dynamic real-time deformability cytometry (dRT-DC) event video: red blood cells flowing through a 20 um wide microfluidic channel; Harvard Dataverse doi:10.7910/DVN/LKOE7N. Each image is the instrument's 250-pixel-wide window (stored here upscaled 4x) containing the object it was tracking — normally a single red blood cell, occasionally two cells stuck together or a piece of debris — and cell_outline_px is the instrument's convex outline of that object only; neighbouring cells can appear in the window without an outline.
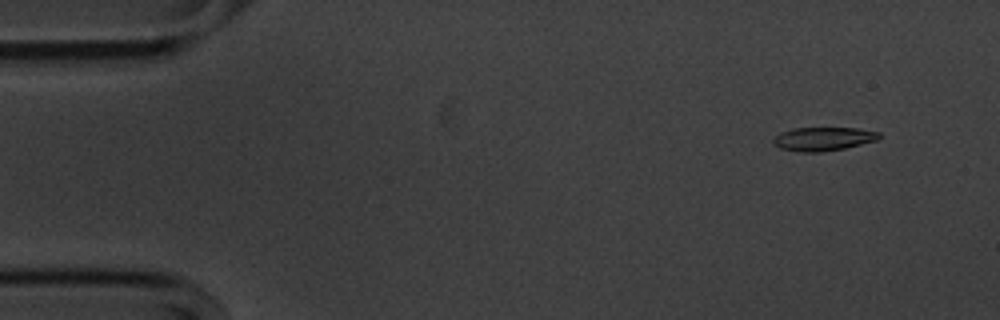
{"species": "common noctule bat (a hibernating species)", "species_latin": "Nyctalus noctula", "temperature_condition": "cold", "stored_images_in_passage": 52, "camera_frame_rate_fps": 3000, "um_per_image_px": 0.085, "animal": {"sex": "male", "body_mass_g": 20.1, "forearm_length_mm": 53.5}, "frame": {"image": 1, "passage_image": 1, "time_ms": 0.0, "image_size_px": [1000, 320], "cell_outline_px": [[880, 136], [876, 140], [844, 148], [820, 152], [804, 152], [780, 148], [772, 144], [772, 140], [780, 132], [792, 128], [856, 128], [880, 132]], "centroid_in_image_um": [69.93, 11.8], "position_along_channel_um": 15.1, "area_um2": 14.45}}
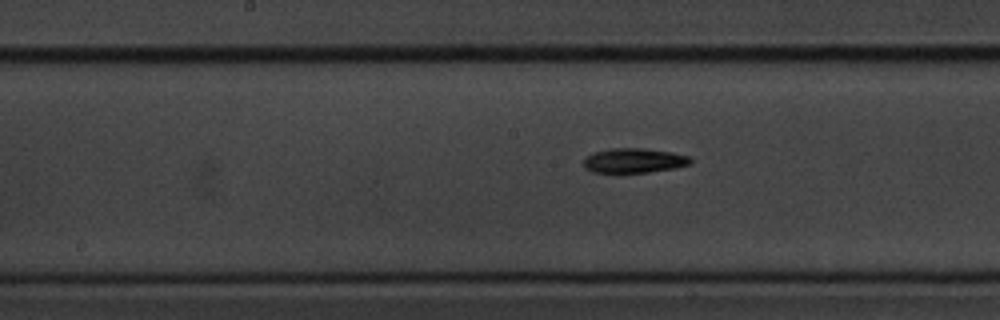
{"frame": {"image": 2, "passage_image": 24, "time_ms": 7.667, "image_size_px": [1000, 320], "cell_outline_px": [[692, 160], [688, 164], [676, 168], [648, 172], [592, 172], [584, 168], [584, 156], [592, 152], [608, 148], [644, 148], [672, 152], [692, 156]], "centroid_in_image_um": [53.87, 13.63], "position_along_channel_um": 194.3, "area_um2": 15.55}}
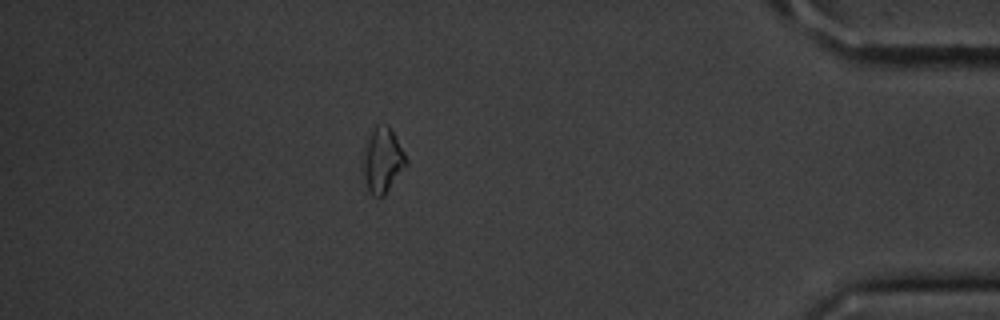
{"frame": {"image": 3, "passage_image": 45, "time_ms": 14.667, "image_size_px": [1000, 320], "cell_outline_px": [[408, 164], [384, 196], [372, 196], [364, 180], [360, 168], [360, 164], [364, 144], [368, 136], [376, 124], [388, 124], [404, 152], [408, 160]], "centroid_in_image_um": [32.47, 13.62], "position_along_channel_um": 402.7, "area_um2": 16.88}, "authors_computed_cell_mechanics": {"area_um2": 15.3748, "velocity_mm_per_s": 3.6048, "shape_relaxation_time_tau1_ms": 2.8048, "shape_relaxation_time_tau2_ms": null, "deformation_change_tau1": 0.1233, "deformation_change_tau2": null}}